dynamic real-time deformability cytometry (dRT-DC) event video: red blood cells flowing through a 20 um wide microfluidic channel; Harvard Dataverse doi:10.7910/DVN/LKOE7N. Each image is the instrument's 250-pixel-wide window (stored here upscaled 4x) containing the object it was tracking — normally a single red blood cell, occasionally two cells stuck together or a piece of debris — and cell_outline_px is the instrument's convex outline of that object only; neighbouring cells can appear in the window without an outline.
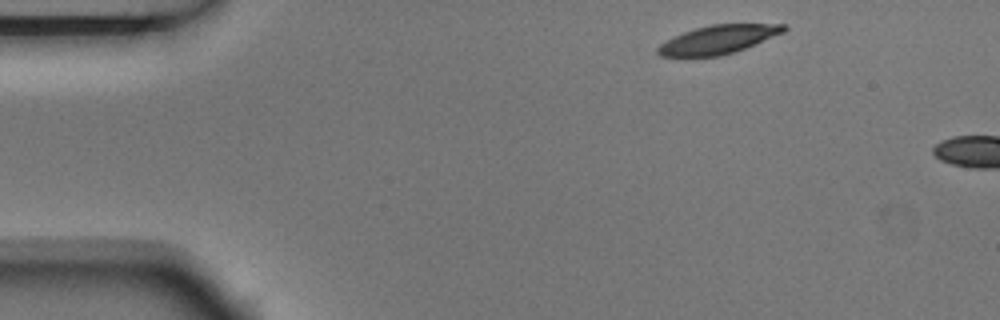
{"species": "Egyptian fruit bat (a non-hibernating species)", "species_latin": "Rousettus aegyptiacus", "temperature_condition": "room temperature", "stored_images_in_passage": 2, "camera_frame_rate_fps": 3000, "um_per_image_px": 0.085, "animal": {"sex": "male"}, "frame": {"image": 1, "passage_image": 1, "time_ms": 0.0, "image_size_px": [1000, 320], "cell_outline_px": [[788, 28], [784, 32], [744, 48], [720, 56], [660, 56], [656, 52], [656, 48], [660, 44], [684, 32], [696, 28], [712, 24], [788, 24]], "centroid_in_image_um": [61.06, 3.35], "position_along_channel_um": 23.9, "area_um2": 20.58}}